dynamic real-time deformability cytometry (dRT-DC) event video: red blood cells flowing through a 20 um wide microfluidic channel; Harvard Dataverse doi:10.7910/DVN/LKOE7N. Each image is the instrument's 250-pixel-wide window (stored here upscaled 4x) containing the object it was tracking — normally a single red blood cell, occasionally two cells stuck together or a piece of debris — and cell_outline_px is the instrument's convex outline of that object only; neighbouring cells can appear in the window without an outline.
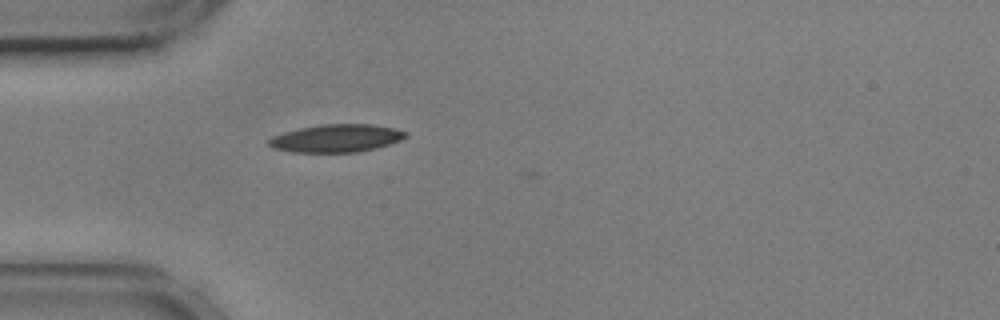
{"species": "common noctule bat (a hibernating species)", "species_latin": "Nyctalus noctula", "temperature_condition": "cold", "stored_images_in_passage": 30, "camera_frame_rate_fps": 3000, "um_per_image_px": 0.085, "animal": {"sex": "male", "body_mass_g": 17.9, "forearm_length_mm": 54.2}, "frame": {"image": 1, "passage_image": 2, "time_ms": 0.333, "image_size_px": [1000, 320], "cell_outline_px": [[408, 136], [400, 140], [376, 148], [356, 152], [292, 152], [272, 148], [268, 144], [268, 140], [272, 136], [284, 132], [300, 128], [324, 124], [372, 124], [392, 128], [408, 132]], "centroid_in_image_um": [28.58, 11.75], "position_along_channel_um": 56.4, "area_um2": 22.08}}
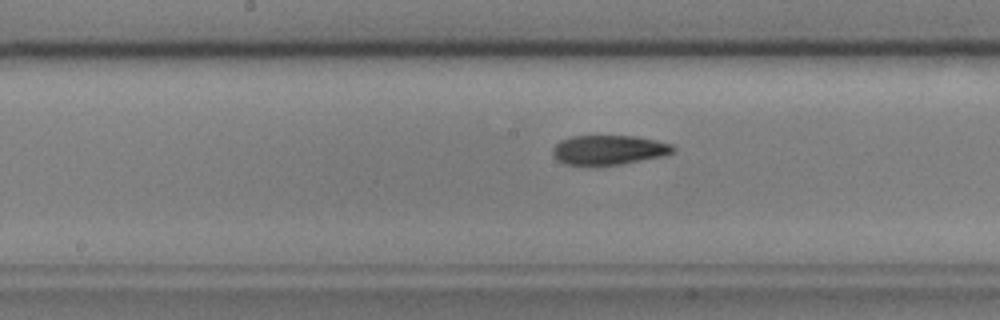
{"frame": {"image": 2, "passage_image": 14, "time_ms": 4.333, "image_size_px": [1000, 320], "cell_outline_px": [[676, 148], [672, 152], [664, 156], [620, 164], [568, 164], [556, 160], [552, 156], [552, 148], [560, 140], [572, 136], [636, 136], [656, 140], [672, 144]], "centroid_in_image_um": [51.74, 12.73], "position_along_channel_um": 196.5, "area_um2": 20.58}}
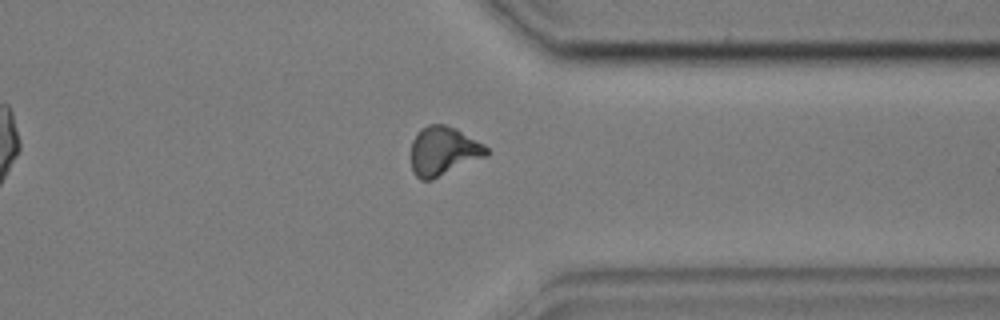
{"frame": {"image": 3, "passage_image": 29, "time_ms": 9.333, "image_size_px": [1000, 320], "cell_outline_px": [[488, 156], [432, 180], [420, 180], [412, 172], [412, 140], [416, 132], [420, 128], [428, 124], [444, 124], [456, 128], [484, 144], [488, 148]], "centroid_in_image_um": [37.69, 12.84], "position_along_channel_um": 373.7, "area_um2": 21.79}}